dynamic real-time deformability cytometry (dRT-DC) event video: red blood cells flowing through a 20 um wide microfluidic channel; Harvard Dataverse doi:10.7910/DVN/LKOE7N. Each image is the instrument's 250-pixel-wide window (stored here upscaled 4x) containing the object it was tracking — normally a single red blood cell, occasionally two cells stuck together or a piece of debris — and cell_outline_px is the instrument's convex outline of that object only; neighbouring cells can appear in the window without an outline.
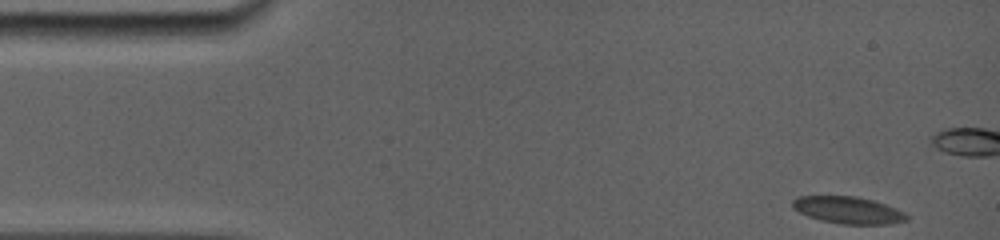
{"species": "common noctule bat (a hibernating species)", "species_latin": "Nyctalus noctula", "temperature_condition": "room temperature", "stored_images_in_passage": 55, "camera_frame_rate_fps": 5000, "um_per_image_px": 0.085, "animal": {"sex": "female", "body_mass_g": 19.0, "forearm_length_mm": 56.7}, "frame": {"image": 1, "passage_image": 1, "time_ms": 0.0, "image_size_px": [1000, 240], "cell_outline_px": [[908, 220], [888, 224], [840, 224], [820, 220], [808, 216], [792, 208], [792, 200], [796, 196], [856, 196], [872, 200], [896, 208], [904, 212], [908, 216]], "centroid_in_image_um": [72.07, 17.86], "position_along_channel_um": 12.9, "area_um2": 17.98}}
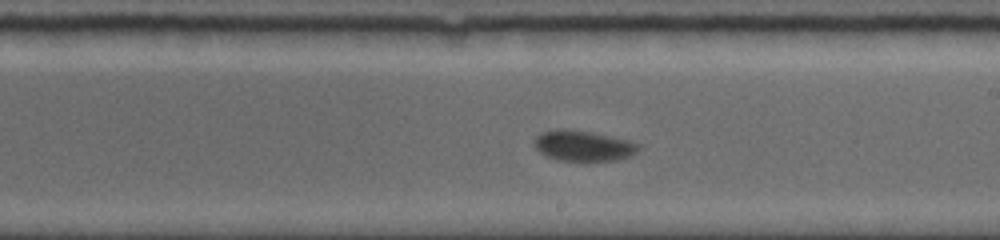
{"frame": {"image": 2, "passage_image": 36, "time_ms": 8.6, "image_size_px": [1000, 240], "cell_outline_px": [[640, 148], [636, 152], [628, 156], [616, 160], [584, 164], [560, 160], [548, 156], [540, 152], [532, 144], [532, 140], [540, 132], [560, 128], [564, 128], [588, 132], [632, 140], [640, 144]], "centroid_in_image_um": [49.56, 12.42], "position_along_channel_um": 239.4, "area_um2": 19.31}}
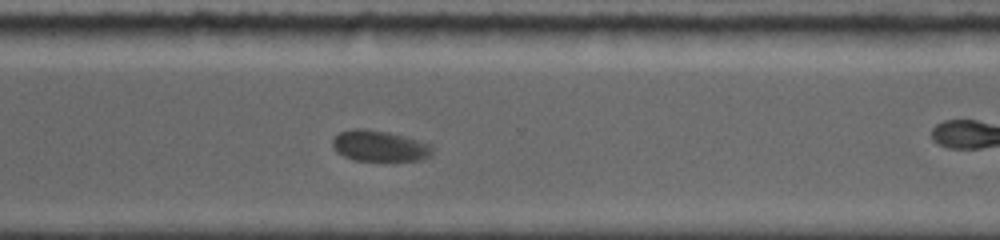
{"frame": {"image": 3, "passage_image": 53, "time_ms": 11.2, "image_size_px": [1000, 240], "cell_outline_px": [[436, 148], [428, 156], [420, 160], [356, 160], [344, 156], [336, 152], [332, 144], [332, 140], [340, 132], [352, 128], [364, 128], [388, 132], [404, 136], [432, 144]], "centroid_in_image_um": [32.27, 12.39], "position_along_channel_um": 338.3, "area_um2": 17.98}}